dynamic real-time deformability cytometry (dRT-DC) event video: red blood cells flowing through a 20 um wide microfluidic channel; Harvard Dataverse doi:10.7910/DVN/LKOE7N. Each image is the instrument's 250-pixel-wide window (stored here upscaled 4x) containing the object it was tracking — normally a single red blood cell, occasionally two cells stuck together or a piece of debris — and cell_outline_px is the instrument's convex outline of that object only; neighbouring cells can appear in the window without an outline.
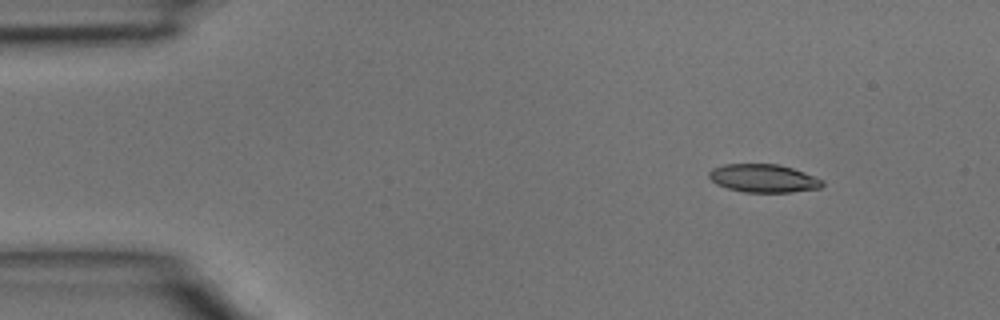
{"species": "common noctule bat (a hibernating species)", "species_latin": "Nyctalus noctula", "temperature_condition": "room temperature", "stored_images_in_passage": 3, "camera_frame_rate_fps": 3000, "um_per_image_px": 0.085, "animal": {"sex": "male", "body_mass_g": 15.6}, "frame": {"image": 1, "passage_image": 1, "time_ms": 0.0, "image_size_px": [1000, 320], "cell_outline_px": [[824, 184], [820, 188], [792, 192], [744, 192], [728, 188], [716, 184], [708, 176], [708, 172], [712, 168], [724, 164], [776, 164], [792, 168], [804, 172], [824, 180]], "centroid_in_image_um": [64.89, 15.15], "position_along_channel_um": 20.1, "area_um2": 18.61}}
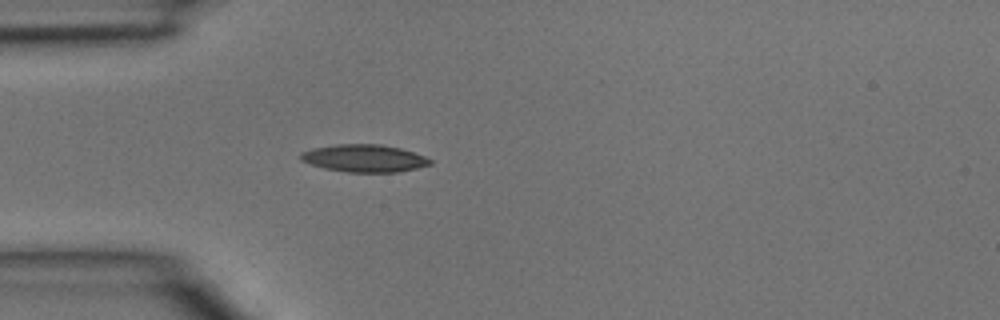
{"frame": {"image": 2, "passage_image": 3, "time_ms": 0.667, "image_size_px": [1000, 320], "cell_outline_px": [[432, 164], [400, 172], [348, 172], [324, 168], [300, 160], [300, 152], [312, 148], [336, 144], [380, 144], [400, 148], [424, 156], [432, 160]], "centroid_in_image_um": [30.95, 13.45], "position_along_channel_um": 54.1, "area_um2": 20.69}}